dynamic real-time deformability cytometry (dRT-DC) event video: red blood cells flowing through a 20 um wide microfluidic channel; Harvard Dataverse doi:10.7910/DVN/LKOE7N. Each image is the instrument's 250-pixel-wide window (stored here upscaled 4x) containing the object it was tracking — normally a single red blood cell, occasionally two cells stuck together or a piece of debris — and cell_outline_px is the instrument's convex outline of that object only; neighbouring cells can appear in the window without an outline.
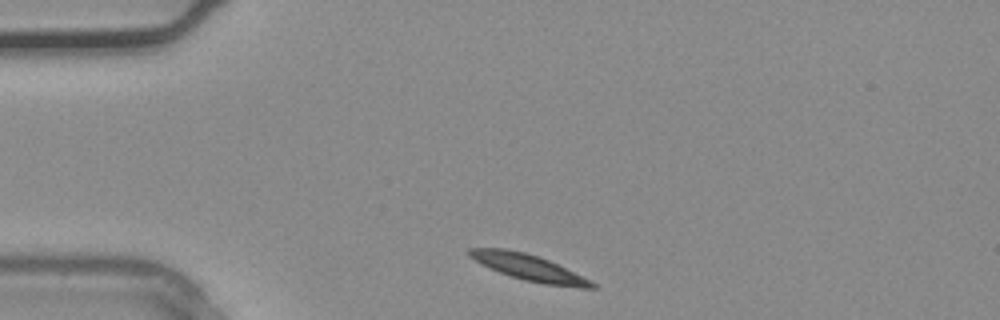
{"species": "common noctule bat (a hibernating species)", "species_latin": "Nyctalus noctula", "temperature_condition": "warm", "stored_images_in_passage": 1, "camera_frame_rate_fps": 3000, "um_per_image_px": 0.085, "animal": {"sex": "male", "body_mass_g": 20.4}, "frame": {"image": 1, "passage_image": 1, "time_ms": 0.0, "image_size_px": [1000, 320], "cell_outline_px": [[596, 288], [580, 288], [544, 284], [524, 280], [500, 272], [468, 256], [464, 252], [468, 248], [508, 248], [524, 252], [548, 260], [592, 280], [596, 284]], "centroid_in_image_um": [44.97, 22.73], "position_along_channel_um": 40.0, "area_um2": 18.5}}